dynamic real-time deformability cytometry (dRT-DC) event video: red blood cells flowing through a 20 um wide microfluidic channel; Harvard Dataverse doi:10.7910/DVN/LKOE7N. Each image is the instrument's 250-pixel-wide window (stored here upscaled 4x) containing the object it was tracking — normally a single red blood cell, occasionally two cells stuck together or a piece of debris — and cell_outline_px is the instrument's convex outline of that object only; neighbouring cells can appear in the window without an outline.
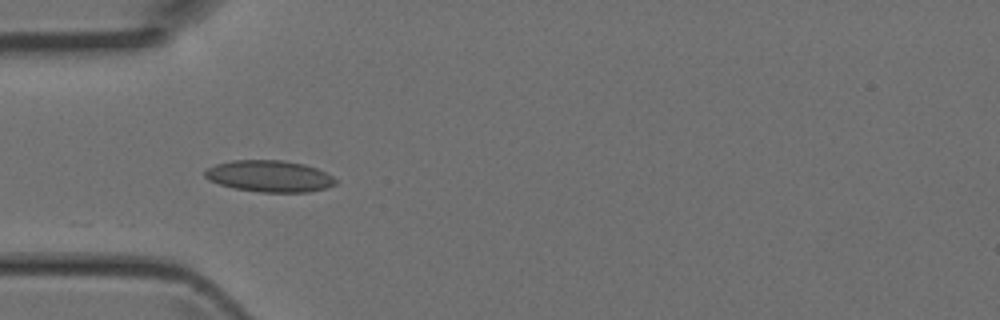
{"species": "Egyptian fruit bat (a non-hibernating species)", "species_latin": "Rousettus aegyptiacus", "temperature_condition": "room temperature", "stored_images_in_passage": 6, "camera_frame_rate_fps": 3000, "um_per_image_px": 0.085, "animal": {"sex": "female"}, "frame": {"image": 1, "passage_image": 5, "time_ms": 1.333, "image_size_px": [1000, 320], "cell_outline_px": [[336, 184], [328, 188], [308, 192], [260, 192], [232, 188], [208, 180], [204, 176], [204, 172], [208, 168], [216, 164], [232, 160], [284, 160], [304, 164], [316, 168], [332, 176], [336, 180]], "centroid_in_image_um": [22.9, 14.98], "position_along_channel_um": 62.1, "area_um2": 24.1}}
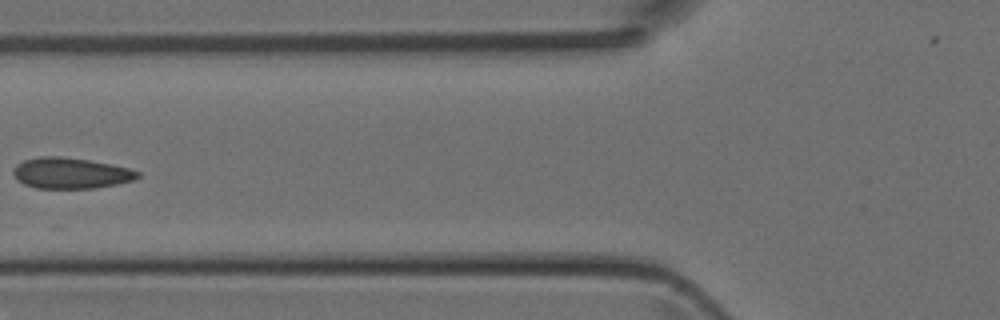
{"frame": {"image": 2, "passage_image": 6, "time_ms": 1.667, "image_size_px": [1000, 320], "cell_outline_px": [[140, 176], [132, 180], [116, 184], [92, 188], [36, 188], [24, 184], [16, 180], [12, 172], [16, 164], [24, 160], [40, 156], [60, 156], [88, 160], [112, 164], [128, 168], [140, 172]], "centroid_in_image_um": [5.97, 14.71], "position_along_channel_um": 119.8, "area_um2": 22.37}}